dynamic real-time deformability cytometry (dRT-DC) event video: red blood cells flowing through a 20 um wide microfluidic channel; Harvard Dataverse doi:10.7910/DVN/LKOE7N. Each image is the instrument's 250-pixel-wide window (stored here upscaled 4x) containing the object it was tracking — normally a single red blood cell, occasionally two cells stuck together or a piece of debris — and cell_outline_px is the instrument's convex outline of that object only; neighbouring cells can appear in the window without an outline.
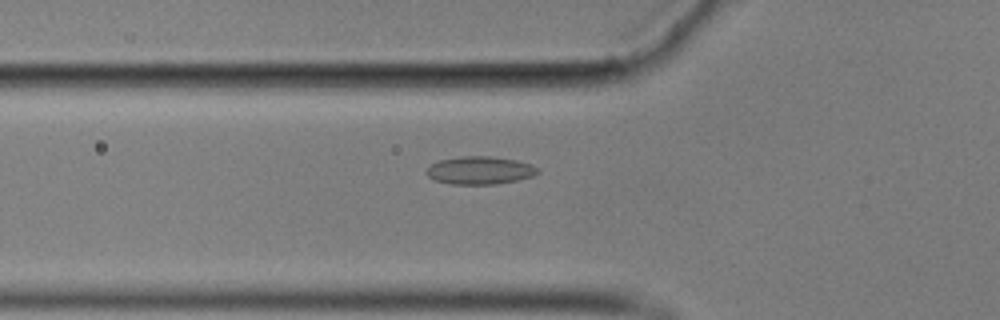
{"species": "common noctule bat (a hibernating species)", "species_latin": "Nyctalus noctula", "temperature_condition": "cold", "stored_images_in_passage": 43, "camera_frame_rate_fps": 3000, "um_per_image_px": 0.085, "animal": {"sex": "male", "body_mass_g": 17.9}, "frame": {"image": 1, "passage_image": 7, "time_ms": 2.0, "image_size_px": [1000, 320], "cell_outline_px": [[540, 172], [532, 176], [516, 180], [496, 184], [452, 184], [436, 180], [428, 176], [424, 172], [432, 164], [440, 160], [460, 156], [488, 156], [516, 160], [532, 164], [540, 168]], "centroid_in_image_um": [40.81, 14.47], "position_along_channel_um": 85.0, "area_um2": 18.03}}
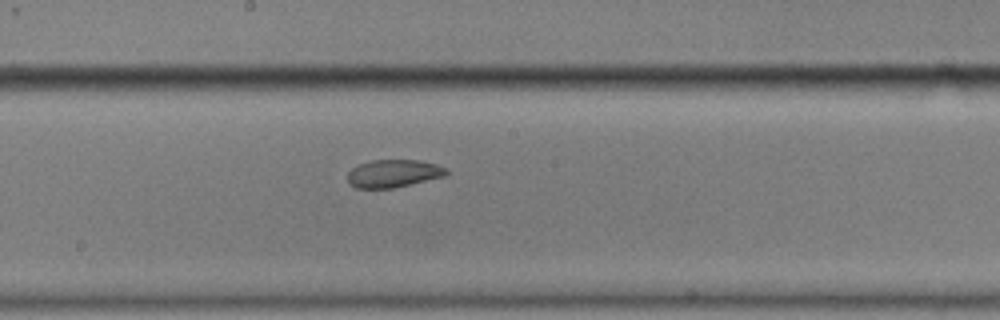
{"frame": {"image": 2, "passage_image": 18, "time_ms": 5.667, "image_size_px": [1000, 320], "cell_outline_px": [[448, 176], [392, 188], [356, 188], [348, 184], [348, 172], [352, 168], [360, 164], [372, 160], [420, 160], [436, 164], [448, 168]], "centroid_in_image_um": [33.48, 14.74], "position_along_channel_um": 214.7, "area_um2": 16.13}}
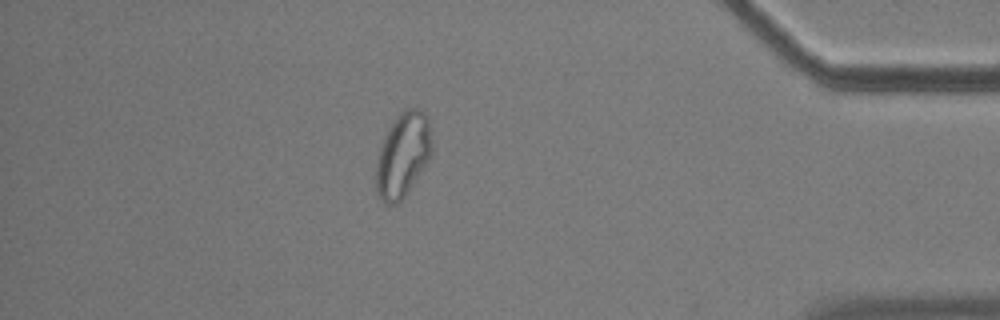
{"frame": {"image": 3, "passage_image": 37, "time_ms": 12.0, "image_size_px": [1000, 320], "cell_outline_px": [[432, 152], [428, 160], [404, 196], [396, 204], [388, 204], [380, 196], [376, 188], [376, 164], [380, 148], [384, 136], [392, 120], [404, 108], [420, 108], [428, 116], [432, 144]], "centroid_in_image_um": [34.25, 13.09], "position_along_channel_um": 400.9, "area_um2": 27.22}}